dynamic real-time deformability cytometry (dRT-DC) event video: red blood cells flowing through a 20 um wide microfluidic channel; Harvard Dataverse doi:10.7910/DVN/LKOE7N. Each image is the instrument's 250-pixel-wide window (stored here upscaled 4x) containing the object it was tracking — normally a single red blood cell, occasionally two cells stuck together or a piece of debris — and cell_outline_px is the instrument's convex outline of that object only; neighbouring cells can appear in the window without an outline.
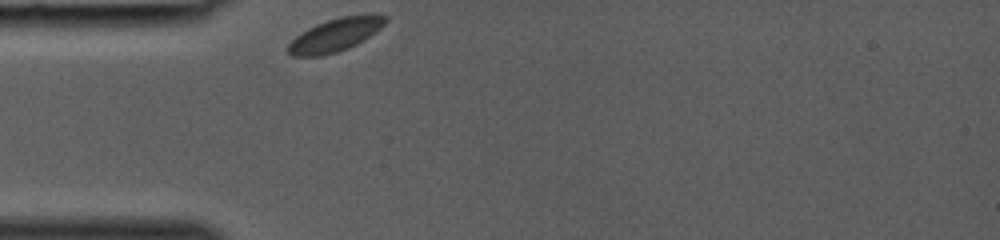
{"species": "common noctule bat (a hibernating species)", "species_latin": "Nyctalus noctula", "temperature_condition": "room temperature", "stored_images_in_passage": 24, "camera_frame_rate_fps": 3000, "um_per_image_px": 0.085, "animal": {"sex": "female", "body_mass_g": 19.0, "forearm_length_mm": 53.3}, "frame": {"image": 1, "passage_image": 1, "time_ms": 0.0, "image_size_px": [1000, 240], "cell_outline_px": [[388, 20], [380, 28], [364, 40], [348, 48], [336, 52], [320, 56], [292, 56], [288, 52], [288, 44], [300, 32], [316, 24], [340, 16], [372, 12], [388, 16]], "centroid_in_image_um": [28.55, 2.93], "position_along_channel_um": 56.5, "area_um2": 19.02}}
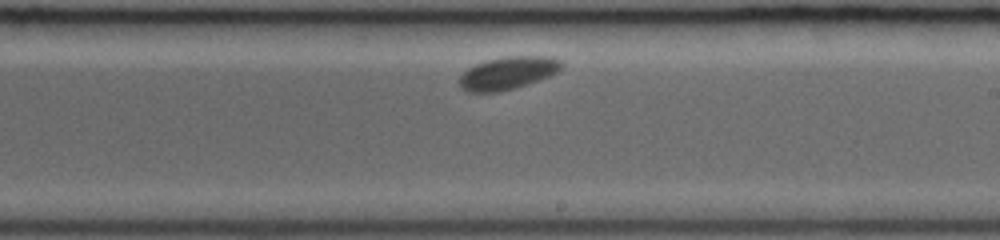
{"frame": {"image": 2, "passage_image": 14, "time_ms": 4.333, "image_size_px": [1000, 240], "cell_outline_px": [[564, 64], [556, 72], [548, 76], [528, 84], [516, 88], [500, 92], [468, 92], [460, 88], [460, 76], [468, 68], [476, 64], [488, 60], [504, 56], [552, 56], [560, 60]], "centroid_in_image_um": [43.17, 6.21], "position_along_channel_um": 245.8, "area_um2": 19.48}}
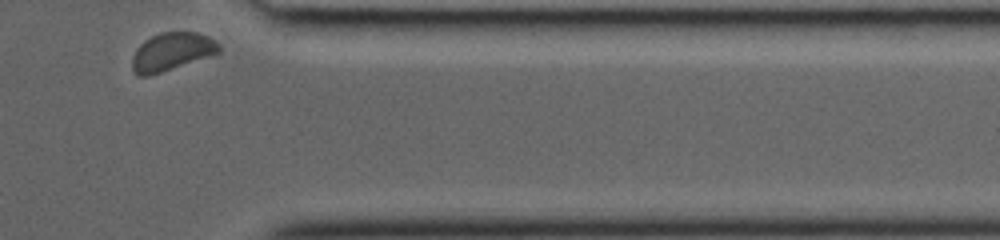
{"frame": {"image": 3, "passage_image": 24, "time_ms": 7.667, "image_size_px": [1000, 240], "cell_outline_px": [[220, 52], [148, 76], [140, 76], [132, 68], [132, 56], [136, 48], [144, 40], [160, 32], [196, 32], [208, 36], [216, 40], [220, 44]], "centroid_in_image_um": [14.59, 4.37], "position_along_channel_um": 396.8, "area_um2": 18.96}}